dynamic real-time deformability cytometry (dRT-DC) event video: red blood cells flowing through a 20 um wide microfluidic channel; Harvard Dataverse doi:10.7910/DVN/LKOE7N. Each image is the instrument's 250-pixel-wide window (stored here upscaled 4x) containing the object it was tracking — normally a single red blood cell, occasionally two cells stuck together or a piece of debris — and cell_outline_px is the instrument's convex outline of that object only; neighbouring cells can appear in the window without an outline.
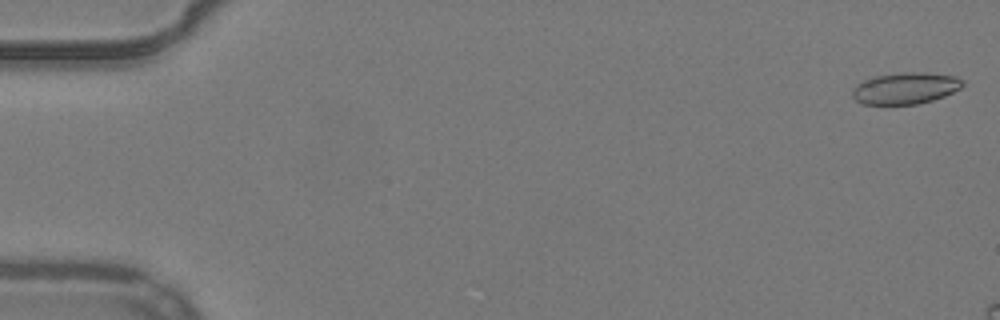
{"species": "common noctule bat (a hibernating species)", "species_latin": "Nyctalus noctula", "temperature_condition": "warm", "stored_images_in_passage": 12, "camera_frame_rate_fps": 3000, "um_per_image_px": 0.085, "animal": {"sex": "male", "body_mass_g": 19.2, "forearm_length_mm": 51.8}, "frame": {"image": 1, "passage_image": 1, "time_ms": 0.0, "image_size_px": [1000, 320], "cell_outline_px": [[964, 84], [960, 88], [944, 96], [932, 100], [916, 104], [864, 104], [856, 100], [852, 96], [852, 88], [856, 84], [872, 76], [900, 72], [924, 72], [956, 76], [964, 80]], "centroid_in_image_um": [76.94, 7.48], "position_along_channel_um": 8.1, "area_um2": 20.4}}